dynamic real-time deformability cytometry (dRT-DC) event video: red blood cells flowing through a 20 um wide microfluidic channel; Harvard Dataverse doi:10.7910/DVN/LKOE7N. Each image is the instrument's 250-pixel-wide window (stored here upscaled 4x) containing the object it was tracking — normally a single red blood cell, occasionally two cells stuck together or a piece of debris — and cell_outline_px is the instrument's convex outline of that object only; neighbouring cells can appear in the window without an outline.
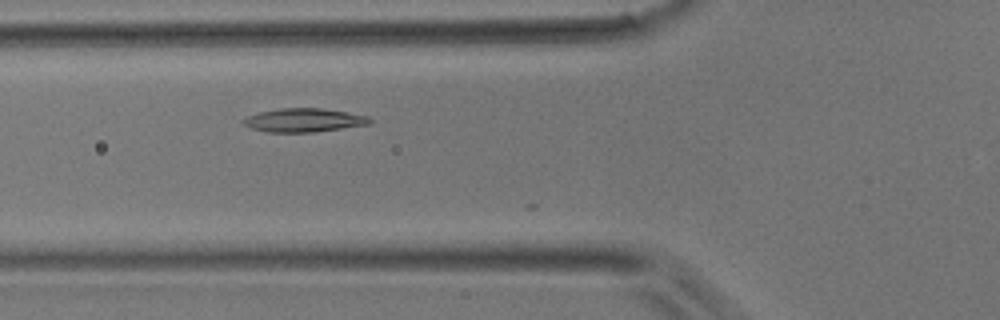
{"species": "common noctule bat (a hibernating species)", "species_latin": "Nyctalus noctula", "temperature_condition": "room temperature", "stored_images_in_passage": 6, "camera_frame_rate_fps": 3000, "um_per_image_px": 0.085, "animal": {"sex": "male", "body_mass_g": 17.9}, "frame": {"image": 1, "passage_image": 2, "time_ms": 0.333, "image_size_px": [1000, 320], "cell_outline_px": [[372, 120], [368, 124], [312, 132], [268, 132], [252, 128], [244, 124], [240, 120], [248, 116], [260, 112], [280, 108], [324, 108], [348, 112], [368, 116]], "centroid_in_image_um": [25.81, 10.2], "position_along_channel_um": 100.0, "area_um2": 17.22}}
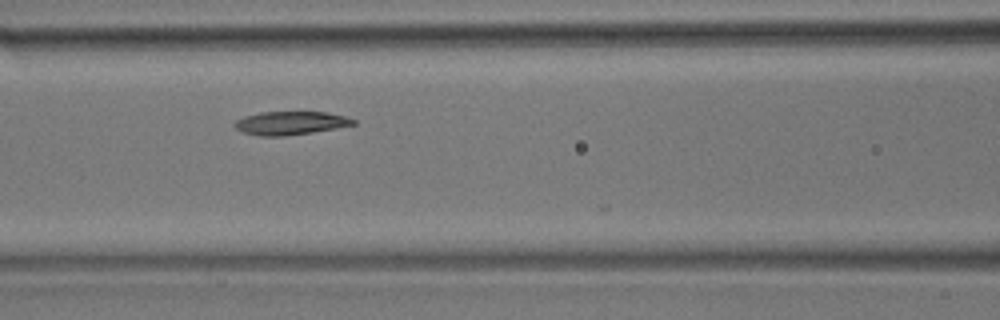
{"frame": {"image": 2, "passage_image": 5, "time_ms": 1.333, "image_size_px": [1000, 320], "cell_outline_px": [[356, 124], [336, 128], [312, 132], [284, 136], [260, 136], [244, 132], [236, 128], [232, 124], [236, 120], [244, 116], [260, 112], [328, 112], [344, 116], [356, 120]], "centroid_in_image_um": [24.68, 10.45], "position_along_channel_um": 141.9, "area_um2": 16.13}}